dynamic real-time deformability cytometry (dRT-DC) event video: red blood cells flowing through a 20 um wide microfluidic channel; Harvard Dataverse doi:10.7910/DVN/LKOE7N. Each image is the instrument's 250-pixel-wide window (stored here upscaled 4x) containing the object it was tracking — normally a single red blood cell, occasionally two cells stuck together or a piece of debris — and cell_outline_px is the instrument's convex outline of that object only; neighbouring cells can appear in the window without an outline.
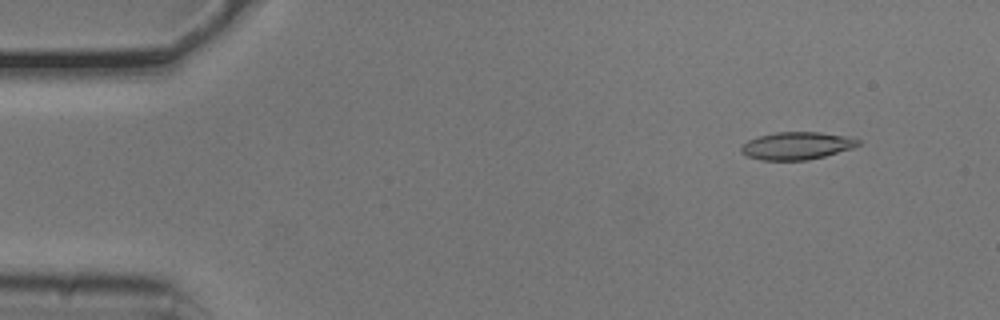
{"species": "common noctule bat (a hibernating species)", "species_latin": "Nyctalus noctula", "temperature_condition": "cold", "stored_images_in_passage": 53, "camera_frame_rate_fps": 3000, "um_per_image_px": 0.085, "animal": {"sex": "male", "body_mass_g": 20.5, "forearm_length_mm": 52.5}, "frame": {"image": 1, "passage_image": 5, "time_ms": 1.333, "image_size_px": [1000, 320], "cell_outline_px": [[860, 144], [856, 148], [808, 160], [760, 160], [748, 156], [740, 152], [740, 148], [748, 140], [760, 136], [776, 132], [820, 132], [848, 136], [860, 140]], "centroid_in_image_um": [67.77, 12.39], "position_along_channel_um": 17.2, "area_um2": 18.9}}
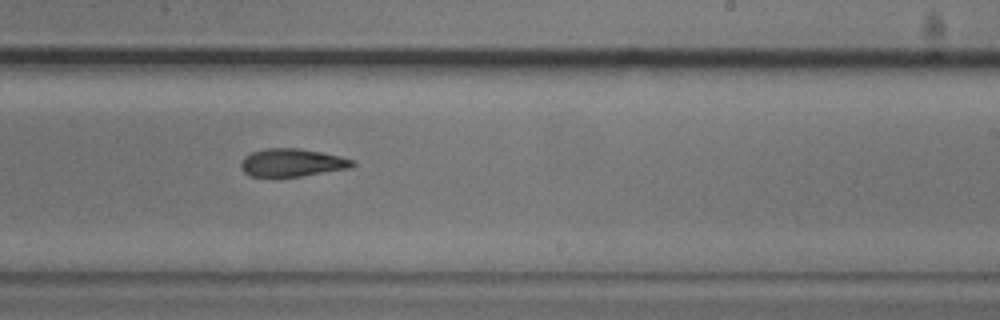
{"frame": {"image": 2, "passage_image": 32, "time_ms": 10.333, "image_size_px": [1000, 320], "cell_outline_px": [[356, 164], [352, 168], [300, 176], [252, 176], [244, 172], [240, 168], [240, 164], [244, 156], [252, 152], [264, 148], [300, 148], [340, 156], [356, 160]], "centroid_in_image_um": [24.85, 13.81], "position_along_channel_um": 264.2, "area_um2": 18.21}}
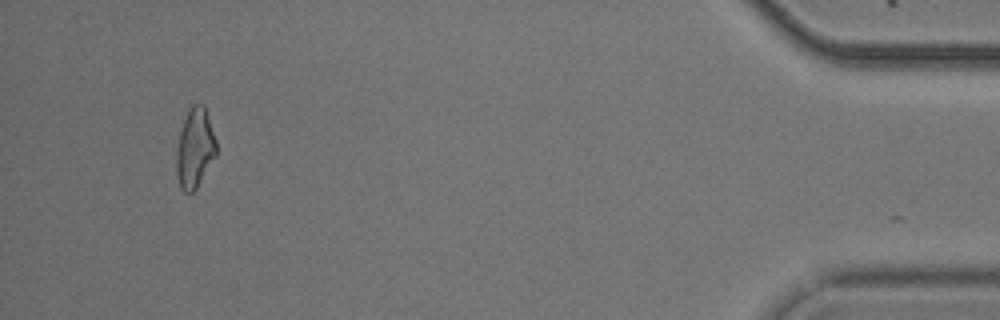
{"frame": {"image": 3, "passage_image": 50, "time_ms": 16.333, "image_size_px": [1000, 320], "cell_outline_px": [[216, 156], [196, 188], [192, 192], [184, 192], [180, 188], [176, 176], [176, 152], [180, 132], [188, 108], [192, 104], [204, 104], [216, 140]], "centroid_in_image_um": [16.55, 12.59], "position_along_channel_um": 418.6, "area_um2": 18.5}, "authors_computed_cell_mechanics": {"area_um2": 18.9006, "velocity_mm_per_s": 3.7934, "shape_relaxation_time_tau1_ms": 2.7971, "shape_relaxation_time_tau2_ms": 9.756, "deformation_change_tau1": 0.1197, "deformation_change_tau2": 0.2132}}